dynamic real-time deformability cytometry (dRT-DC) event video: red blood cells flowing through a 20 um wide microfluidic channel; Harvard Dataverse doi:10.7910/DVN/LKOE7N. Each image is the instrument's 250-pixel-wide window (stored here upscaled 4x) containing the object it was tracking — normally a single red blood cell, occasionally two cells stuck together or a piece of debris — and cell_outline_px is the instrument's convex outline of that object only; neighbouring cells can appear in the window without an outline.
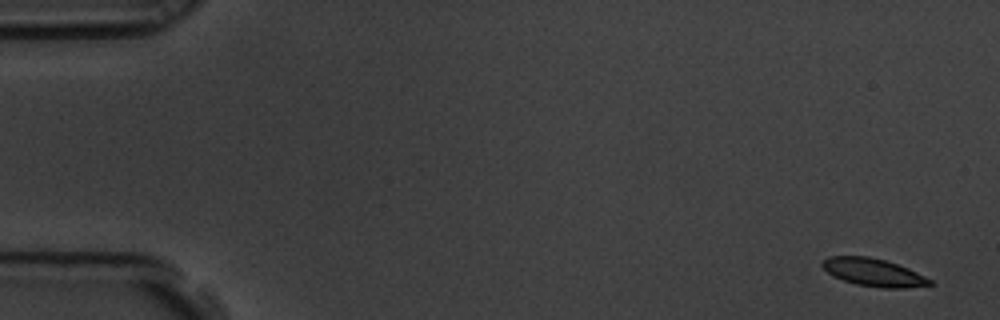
{"species": "common noctule bat (a hibernating species)", "species_latin": "Nyctalus noctula", "temperature_condition": "room temperature", "stored_images_in_passage": 7, "camera_frame_rate_fps": 3000, "um_per_image_px": 0.085, "animal": {"sex": "male", "body_mass_g": 19.5, "forearm_length_mm": 54.6}, "frame": {"image": 1, "passage_image": 1, "time_ms": 0.0, "image_size_px": [1000, 320], "cell_outline_px": [[936, 284], [904, 288], [884, 288], [856, 284], [844, 280], [828, 272], [820, 264], [828, 256], [868, 256], [884, 260], [908, 268], [932, 280]], "centroid_in_image_um": [74.27, 23.15], "position_along_channel_um": 10.7, "area_um2": 17.17}}
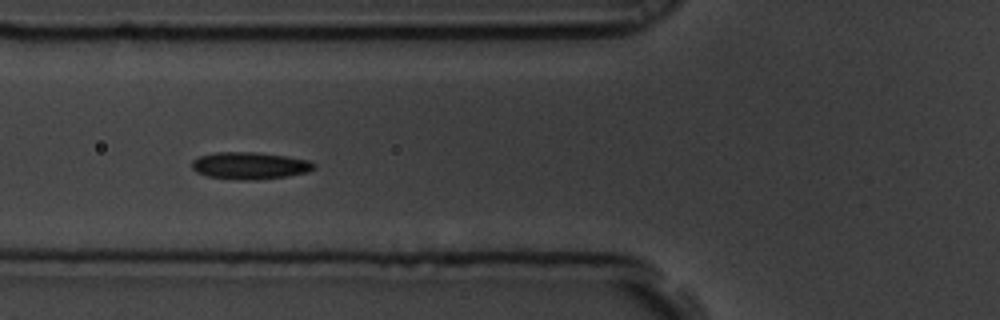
{"frame": {"image": 2, "passage_image": 7, "time_ms": 2.0, "image_size_px": [1000, 320], "cell_outline_px": [[316, 168], [308, 172], [288, 176], [256, 180], [240, 180], [208, 176], [196, 172], [192, 168], [192, 160], [200, 156], [216, 152], [256, 152], [288, 156], [312, 160], [316, 164]], "centroid_in_image_um": [21.29, 14.07], "position_along_channel_um": 104.5, "area_um2": 19.54}}